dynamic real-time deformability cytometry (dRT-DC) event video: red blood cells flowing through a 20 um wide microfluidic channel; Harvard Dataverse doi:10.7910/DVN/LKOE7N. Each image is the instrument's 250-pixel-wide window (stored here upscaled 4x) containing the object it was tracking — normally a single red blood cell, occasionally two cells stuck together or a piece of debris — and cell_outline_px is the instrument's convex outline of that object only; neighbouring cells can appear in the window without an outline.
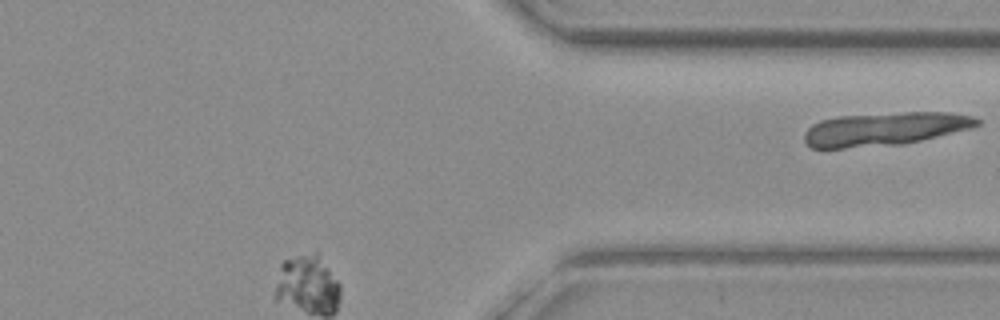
{"species": "common noctule bat (a hibernating species)", "species_latin": "Nyctalus noctula", "temperature_condition": "warm", "stored_images_in_passage": 41, "segment_of_instrument_passage": [2, 2], "camera_frame_rate_fps": 3000, "um_per_image_px": 0.085, "animal": {"sex": "female", "body_mass_g": 19.3, "forearm_length_mm": 54.1}, "frame": {"image": 1, "passage_image": 41, "time_ms": 13.333, "image_size_px": [1000, 320], "cell_outline_px": [[980, 124], [972, 128], [920, 140], [900, 144], [844, 148], [812, 148], [804, 140], [804, 132], [812, 124], [820, 120], [840, 116], [904, 112], [952, 112], [972, 116], [980, 120]], "centroid_in_image_um": [75.2, 10.95], "position_along_channel_um": 336.2, "area_um2": 33.41}}